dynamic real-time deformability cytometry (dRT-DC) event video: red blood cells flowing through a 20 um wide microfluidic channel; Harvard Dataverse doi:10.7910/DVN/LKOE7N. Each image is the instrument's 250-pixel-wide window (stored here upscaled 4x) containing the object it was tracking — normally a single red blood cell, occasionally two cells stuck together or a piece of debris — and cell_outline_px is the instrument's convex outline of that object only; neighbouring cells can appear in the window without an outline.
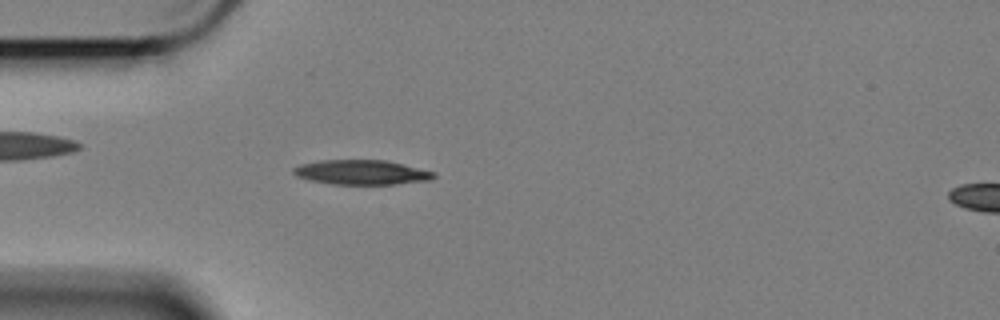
{"species": "Egyptian fruit bat (a non-hibernating species)", "species_latin": "Rousettus aegyptiacus", "temperature_condition": "cold", "stored_images_in_passage": 6, "camera_frame_rate_fps": 3000, "um_per_image_px": 0.085, "animal": {"sex": "female"}, "frame": {"image": 1, "passage_image": 2, "time_ms": 0.333, "image_size_px": [1000, 320], "cell_outline_px": [[436, 176], [428, 180], [396, 184], [332, 184], [312, 180], [296, 176], [292, 172], [292, 168], [300, 164], [316, 160], [384, 160], [436, 172]], "centroid_in_image_um": [30.69, 14.64], "position_along_channel_um": 54.3, "area_um2": 20.06}}